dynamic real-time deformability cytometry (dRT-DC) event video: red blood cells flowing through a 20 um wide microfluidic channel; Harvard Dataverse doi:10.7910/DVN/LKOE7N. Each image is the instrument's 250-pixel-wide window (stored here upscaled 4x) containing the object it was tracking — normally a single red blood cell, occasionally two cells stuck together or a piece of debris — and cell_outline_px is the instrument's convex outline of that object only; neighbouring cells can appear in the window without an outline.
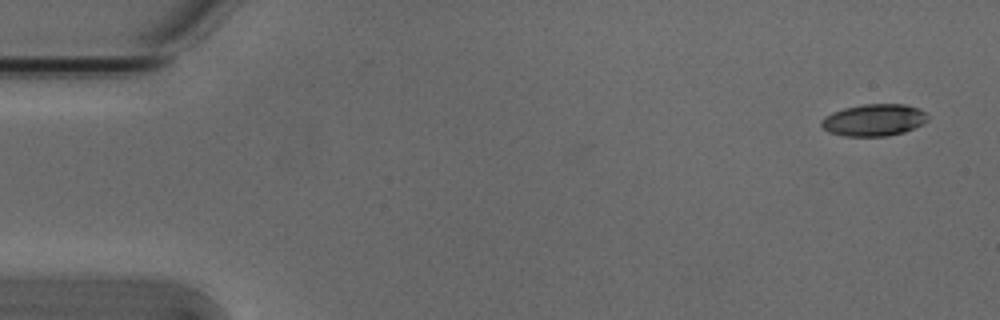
{"species": "Egyptian fruit bat (a non-hibernating species)", "species_latin": "Rousettus aegyptiacus", "temperature_condition": "cold", "stored_images_in_passage": 5, "camera_frame_rate_fps": 3000, "um_per_image_px": 0.085, "animal": {"sex": "male"}, "frame": {"image": 1, "passage_image": 1, "time_ms": 0.0, "image_size_px": [1000, 320], "cell_outline_px": [[928, 120], [904, 132], [884, 136], [844, 136], [828, 132], [820, 124], [820, 120], [824, 116], [832, 112], [844, 108], [864, 104], [904, 104], [920, 108], [928, 116]], "centroid_in_image_um": [74.25, 10.19], "position_along_channel_um": 10.8, "area_um2": 19.77}}